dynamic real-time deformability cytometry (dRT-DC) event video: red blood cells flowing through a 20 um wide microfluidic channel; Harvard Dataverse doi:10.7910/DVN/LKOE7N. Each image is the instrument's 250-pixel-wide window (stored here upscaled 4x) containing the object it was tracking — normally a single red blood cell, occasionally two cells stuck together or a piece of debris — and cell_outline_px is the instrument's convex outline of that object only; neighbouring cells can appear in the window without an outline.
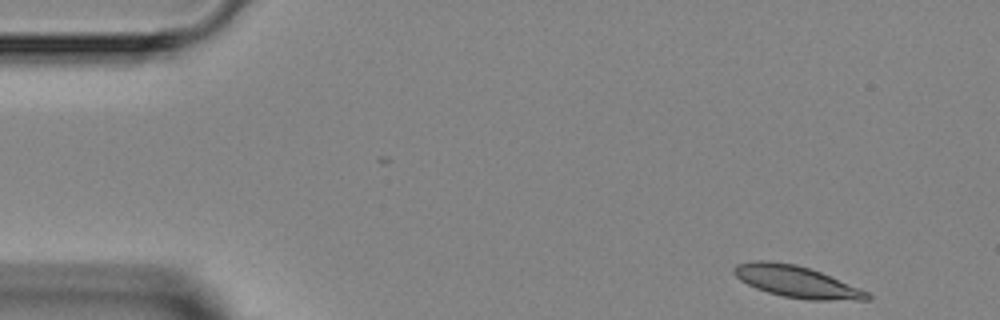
{"species": "Egyptian fruit bat (a non-hibernating species)", "species_latin": "Rousettus aegyptiacus", "temperature_condition": "room temperature", "stored_images_in_passage": 3, "camera_frame_rate_fps": 3000, "um_per_image_px": 0.085, "animal": {"sex": "female"}, "frame": {"image": 1, "passage_image": 1, "time_ms": 0.0, "image_size_px": [1000, 320], "cell_outline_px": [[872, 300], [808, 300], [784, 296], [768, 292], [756, 288], [740, 280], [732, 272], [732, 268], [736, 264], [752, 260], [768, 260], [796, 264], [820, 272], [860, 288], [868, 292], [872, 296]], "centroid_in_image_um": [67.69, 23.93], "position_along_channel_um": 17.3, "area_um2": 24.62}}